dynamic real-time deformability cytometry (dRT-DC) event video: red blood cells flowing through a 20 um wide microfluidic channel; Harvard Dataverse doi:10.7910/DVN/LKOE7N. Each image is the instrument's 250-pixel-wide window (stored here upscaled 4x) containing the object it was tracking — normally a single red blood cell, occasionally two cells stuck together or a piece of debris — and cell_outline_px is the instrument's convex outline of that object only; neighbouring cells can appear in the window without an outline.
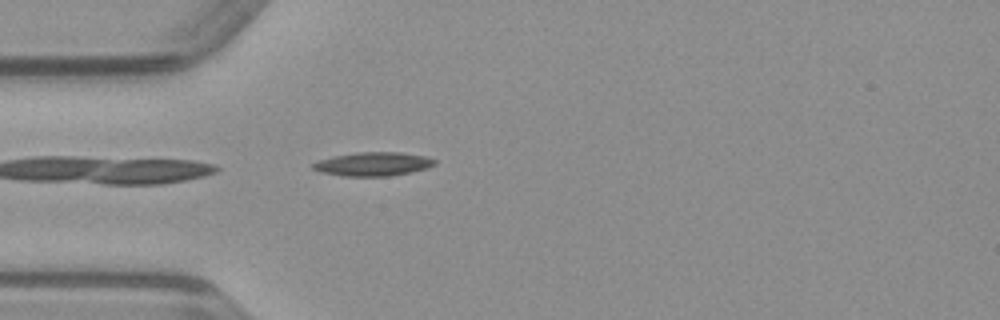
{"species": "common noctule bat (a hibernating species)", "species_latin": "Nyctalus noctula", "temperature_condition": "warm", "stored_images_in_passage": 36, "camera_frame_rate_fps": 3000, "um_per_image_px": 0.085, "animal": {"sex": "male", "body_mass_g": 23.1, "forearm_length_mm": 52.7}, "frame": {"image": 1, "passage_image": 1, "time_ms": 0.0, "image_size_px": [1000, 320], "cell_outline_px": [[436, 164], [428, 168], [412, 172], [388, 176], [340, 176], [320, 172], [312, 168], [312, 164], [320, 160], [332, 156], [356, 152], [400, 152], [424, 156], [436, 160]], "centroid_in_image_um": [31.71, 13.94], "position_along_channel_um": 53.3, "area_um2": 16.94}}
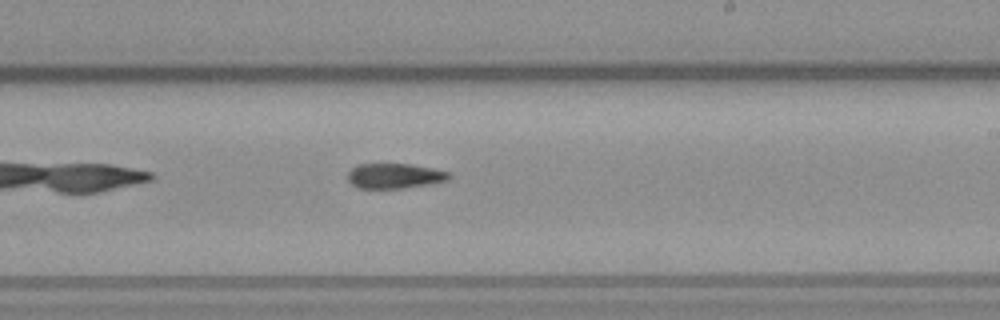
{"frame": {"image": 2, "passage_image": 16, "time_ms": 5.0, "image_size_px": [1000, 320], "cell_outline_px": [[452, 176], [448, 180], [428, 184], [404, 188], [360, 188], [352, 184], [348, 180], [348, 172], [352, 168], [360, 164], [412, 164], [452, 172]], "centroid_in_image_um": [33.59, 14.94], "position_along_channel_um": 255.4, "area_um2": 14.8}}
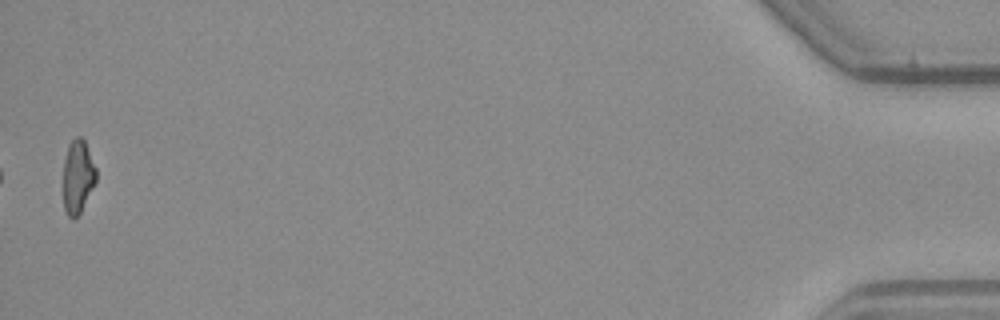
{"frame": {"image": 3, "passage_image": 36, "time_ms": 11.667, "image_size_px": [1000, 320], "cell_outline_px": [[96, 180], [80, 212], [72, 220], [68, 216], [64, 208], [64, 160], [68, 144], [76, 136], [80, 136], [84, 140], [96, 168]], "centroid_in_image_um": [6.6, 14.99], "position_along_channel_um": 428.6, "area_um2": 13.81}}